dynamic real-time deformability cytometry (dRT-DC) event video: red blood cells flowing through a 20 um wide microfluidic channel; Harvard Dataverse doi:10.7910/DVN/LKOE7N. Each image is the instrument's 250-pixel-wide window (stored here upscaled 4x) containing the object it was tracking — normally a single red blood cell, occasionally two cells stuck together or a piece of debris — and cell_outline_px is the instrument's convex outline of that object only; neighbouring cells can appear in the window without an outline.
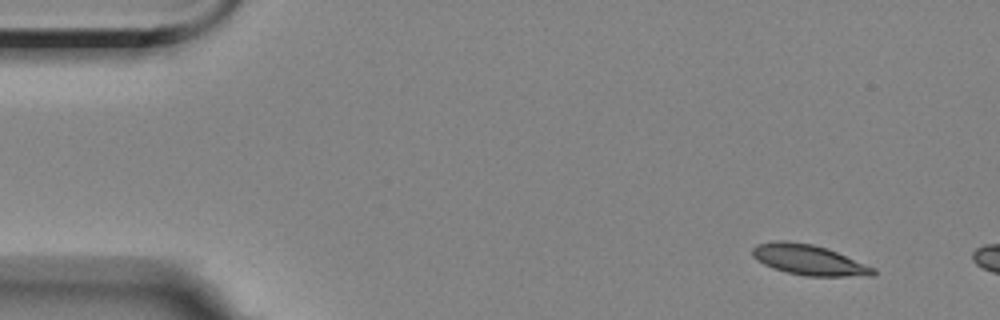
{"species": "Egyptian fruit bat (a non-hibernating species)", "species_latin": "Rousettus aegyptiacus", "temperature_condition": "room temperature", "stored_images_in_passage": 2, "camera_frame_rate_fps": 3000, "um_per_image_px": 0.085, "animal": {"sex": "female"}, "frame": {"image": 1, "passage_image": 1, "time_ms": 0.0, "image_size_px": [1000, 320], "cell_outline_px": [[876, 272], [872, 276], [804, 276], [772, 268], [756, 260], [752, 256], [752, 248], [756, 244], [776, 240], [788, 240], [812, 244], [828, 248], [876, 268]], "centroid_in_image_um": [68.74, 22.08], "position_along_channel_um": 16.3, "area_um2": 21.62}}